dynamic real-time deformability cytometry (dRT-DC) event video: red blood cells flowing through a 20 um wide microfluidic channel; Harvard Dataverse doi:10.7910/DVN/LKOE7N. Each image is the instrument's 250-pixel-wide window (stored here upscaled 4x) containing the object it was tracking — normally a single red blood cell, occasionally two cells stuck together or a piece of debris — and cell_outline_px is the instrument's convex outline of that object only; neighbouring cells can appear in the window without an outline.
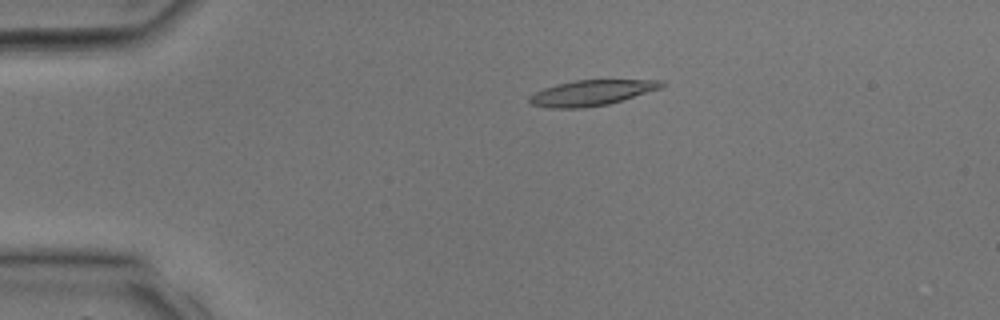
{"species": "common noctule bat (a hibernating species)", "species_latin": "Nyctalus noctula", "temperature_condition": "room temperature", "stored_images_in_passage": 29, "camera_frame_rate_fps": 3000, "um_per_image_px": 0.085, "animal": {"sex": "male", "body_mass_g": 17.9, "forearm_length_mm": 54.2}, "frame": {"image": 1, "passage_image": 4, "time_ms": 1.0, "image_size_px": [1000, 320], "cell_outline_px": [[664, 84], [660, 88], [608, 104], [584, 108], [548, 108], [532, 104], [528, 100], [528, 96], [544, 88], [556, 84], [576, 80], [664, 80]], "centroid_in_image_um": [50.23, 7.89], "position_along_channel_um": 34.8, "area_um2": 19.42}}
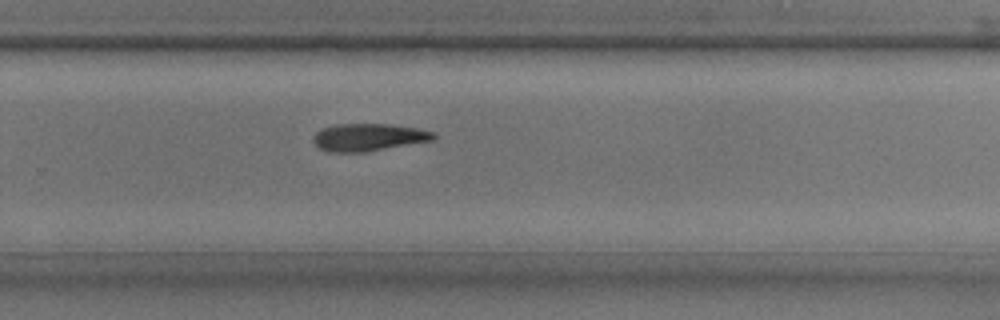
{"frame": {"image": 2, "passage_image": 19, "time_ms": 6.0, "image_size_px": [1000, 320], "cell_outline_px": [[436, 140], [364, 152], [328, 152], [320, 148], [312, 140], [316, 132], [324, 128], [336, 124], [388, 124], [420, 128], [436, 132]], "centroid_in_image_um": [31.39, 11.66], "position_along_channel_um": 298.4, "area_um2": 19.36}}
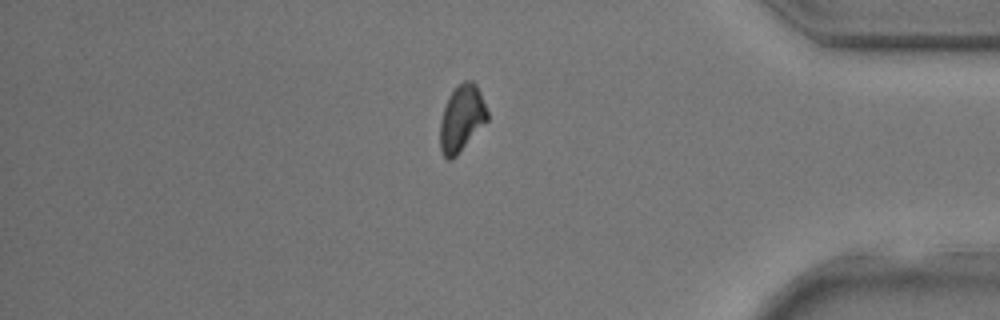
{"frame": {"image": 3, "passage_image": 25, "time_ms": 8.0, "image_size_px": [1000, 320], "cell_outline_px": [[488, 120], [456, 156], [452, 160], [448, 160], [440, 152], [440, 120], [444, 108], [456, 84], [464, 80], [472, 80], [476, 84], [480, 92], [488, 112]], "centroid_in_image_um": [39.24, 10.06], "position_along_channel_um": 396.0, "area_um2": 18.32}}